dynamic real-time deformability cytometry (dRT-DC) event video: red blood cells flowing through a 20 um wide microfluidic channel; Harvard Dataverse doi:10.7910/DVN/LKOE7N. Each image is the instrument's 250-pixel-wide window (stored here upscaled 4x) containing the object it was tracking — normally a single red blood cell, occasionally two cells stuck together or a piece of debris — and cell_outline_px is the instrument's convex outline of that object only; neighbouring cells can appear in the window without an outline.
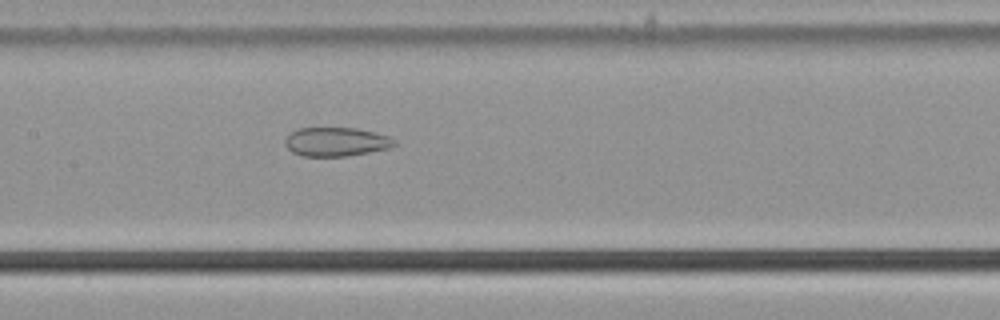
{"species": "common noctule bat (a hibernating species)", "species_latin": "Nyctalus noctula", "temperature_condition": "cold", "stored_images_in_passage": 45, "camera_frame_rate_fps": 3000, "um_per_image_px": 0.085, "animal": {"sex": "male", "body_mass_g": 21.5, "forearm_length_mm": 52.0}, "frame": {"image": 1, "passage_image": 17, "time_ms": 5.333, "image_size_px": [1000, 320], "cell_outline_px": [[396, 144], [392, 148], [348, 156], [300, 156], [292, 152], [284, 144], [284, 140], [292, 132], [300, 128], [356, 128], [376, 132], [388, 136], [396, 140]], "centroid_in_image_um": [28.6, 12.06], "position_along_channel_um": 178.8, "area_um2": 18.55}}
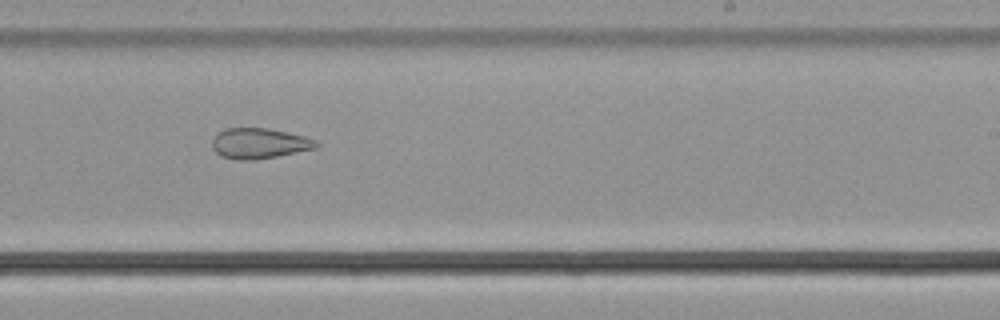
{"frame": {"image": 2, "passage_image": 24, "time_ms": 7.667, "image_size_px": [1000, 320], "cell_outline_px": [[320, 144], [316, 148], [256, 160], [236, 160], [220, 156], [212, 148], [212, 140], [224, 128], [268, 128], [288, 132], [304, 136], [316, 140]], "centroid_in_image_um": [22.03, 12.19], "position_along_channel_um": 267.0, "area_um2": 18.5}}
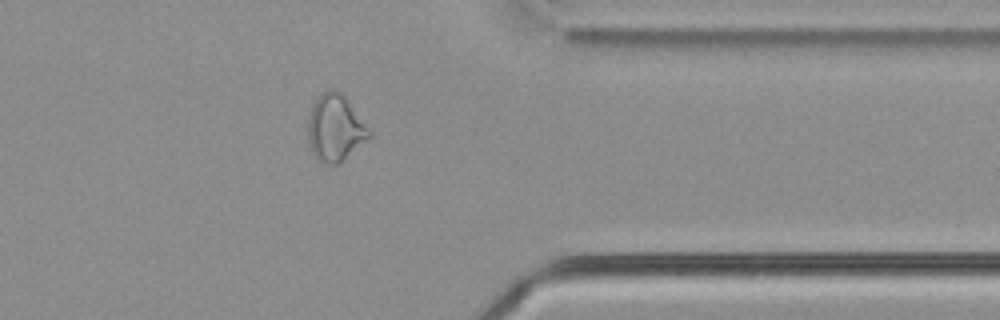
{"frame": {"image": 3, "passage_image": 34, "time_ms": 11.0, "image_size_px": [1000, 320], "cell_outline_px": [[372, 136], [368, 140], [336, 164], [324, 164], [316, 160], [312, 156], [308, 140], [308, 108], [328, 88], [332, 88], [340, 92], [344, 96], [372, 132]], "centroid_in_image_um": [28.46, 10.89], "position_along_channel_um": 382.9, "area_um2": 23.87}, "authors_computed_cell_mechanics": {"area_um2": 23.1778, "velocity_mm_per_s": 3.7896, "shape_relaxation_time_tau1_ms": null, "shape_relaxation_time_tau2_ms": 2.6943, "deformation_change_tau1": null, "deformation_change_tau2": 0.1028}}